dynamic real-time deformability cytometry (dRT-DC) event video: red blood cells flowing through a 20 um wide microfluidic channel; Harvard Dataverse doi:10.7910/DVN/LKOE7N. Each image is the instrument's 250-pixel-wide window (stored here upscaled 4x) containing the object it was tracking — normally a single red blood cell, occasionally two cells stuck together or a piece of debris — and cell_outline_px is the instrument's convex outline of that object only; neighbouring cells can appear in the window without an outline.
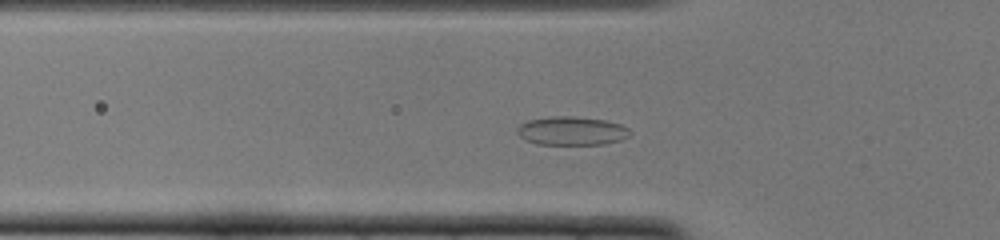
{"species": "common noctule bat (a hibernating species)", "species_latin": "Nyctalus noctula", "temperature_condition": "cold", "stored_images_in_passage": 38, "camera_frame_rate_fps": 3000, "um_per_image_px": 0.085, "animal": {"sex": "female", "body_mass_g": 22.0, "forearm_length_mm": 56.7}, "frame": {"image": 1, "passage_image": 4, "time_ms": 1.0, "image_size_px": [1000, 240], "cell_outline_px": [[632, 132], [628, 136], [620, 140], [604, 144], [536, 144], [524, 140], [516, 132], [516, 128], [520, 124], [528, 120], [552, 116], [572, 116], [608, 120], [620, 124], [628, 128]], "centroid_in_image_um": [48.58, 11.12], "position_along_channel_um": 77.2, "area_um2": 18.96}}
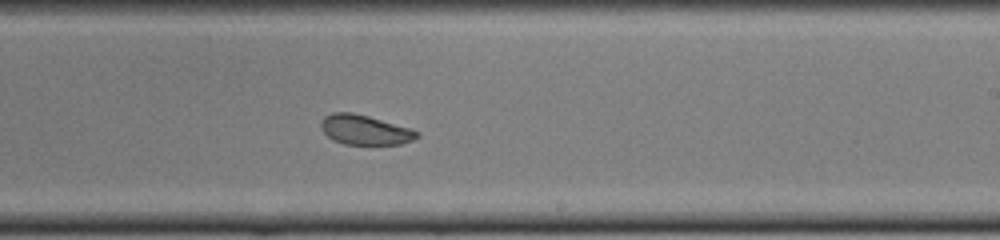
{"frame": {"image": 2, "passage_image": 18, "time_ms": 5.667, "image_size_px": [1000, 240], "cell_outline_px": [[420, 136], [412, 140], [400, 144], [344, 144], [332, 140], [320, 128], [320, 120], [324, 116], [332, 112], [352, 112], [368, 116], [408, 128], [420, 132]], "centroid_in_image_um": [30.96, 11.03], "position_along_channel_um": 258.0, "area_um2": 16.59}}
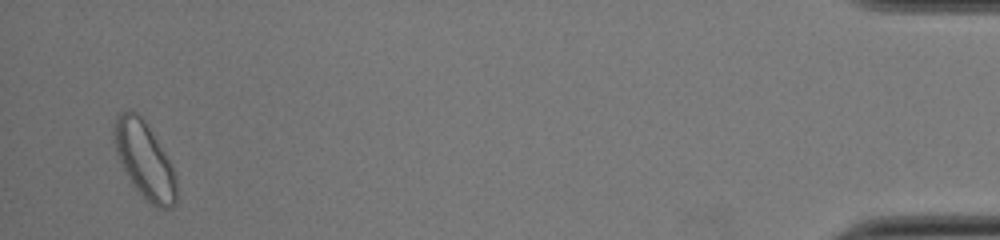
{"frame": {"image": 3, "passage_image": 37, "time_ms": 12.0, "image_size_px": [1000, 240], "cell_outline_px": [[176, 204], [172, 208], [156, 208], [132, 184], [116, 152], [112, 132], [112, 124], [116, 116], [120, 112], [132, 108], [148, 124], [176, 172]], "centroid_in_image_um": [12.28, 13.55], "position_along_channel_um": 422.9, "area_um2": 27.86}, "authors_computed_cell_mechanics": {"area_um2": 18.0625, "velocity_mm_per_s": 3.8775, "shape_relaxation_time_tau1_ms": null, "shape_relaxation_time_tau2_ms": 1.7708, "deformation_change_tau1": null, "deformation_change_tau2": 0.0598}}